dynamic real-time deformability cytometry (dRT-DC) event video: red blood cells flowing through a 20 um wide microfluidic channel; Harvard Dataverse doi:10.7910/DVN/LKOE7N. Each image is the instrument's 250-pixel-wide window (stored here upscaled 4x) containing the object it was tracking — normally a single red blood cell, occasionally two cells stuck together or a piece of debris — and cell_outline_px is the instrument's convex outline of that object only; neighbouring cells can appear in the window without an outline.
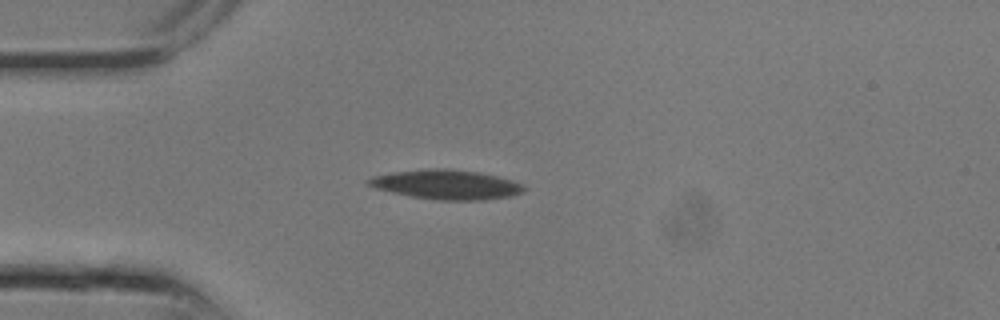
{"species": "common noctule bat (a hibernating species)", "species_latin": "Nyctalus noctula", "temperature_condition": "room temperature", "stored_images_in_passage": 5, "camera_frame_rate_fps": 3000, "um_per_image_px": 0.085, "animal": {"sex": "male", "body_mass_g": 13.3}, "frame": {"image": 1, "passage_image": 1, "time_ms": 0.0, "image_size_px": [1000, 320], "cell_outline_px": [[524, 192], [512, 196], [484, 200], [436, 200], [412, 196], [392, 192], [376, 188], [364, 184], [364, 180], [372, 176], [396, 172], [428, 168], [444, 168], [480, 172], [512, 180], [524, 184]], "centroid_in_image_um": [37.94, 15.68], "position_along_channel_um": 47.1, "area_um2": 26.82}}
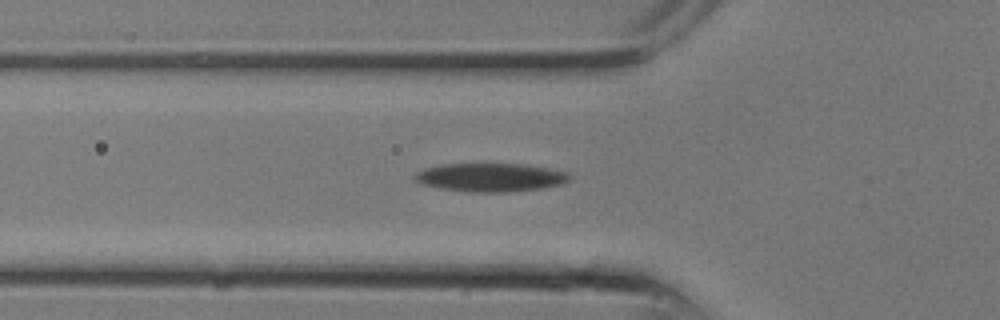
{"frame": {"image": 2, "passage_image": 3, "time_ms": 0.667, "image_size_px": [1000, 320], "cell_outline_px": [[572, 176], [568, 180], [560, 184], [540, 188], [508, 192], [464, 192], [440, 188], [420, 184], [412, 176], [416, 172], [424, 168], [440, 164], [524, 164], [548, 168], [568, 172]], "centroid_in_image_um": [41.64, 15.07], "position_along_channel_um": 84.2, "area_um2": 25.78}}
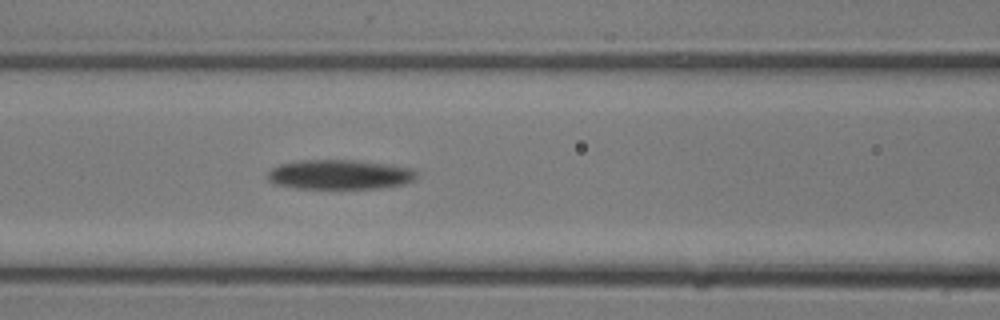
{"frame": {"image": 3, "passage_image": 5, "time_ms": 1.333, "image_size_px": [1000, 320], "cell_outline_px": [[416, 176], [412, 180], [404, 184], [380, 188], [296, 188], [276, 184], [268, 180], [268, 172], [272, 168], [280, 164], [296, 160], [360, 160], [392, 164], [412, 168], [416, 172]], "centroid_in_image_um": [28.89, 14.82], "position_along_channel_um": 137.7, "area_um2": 25.84}}